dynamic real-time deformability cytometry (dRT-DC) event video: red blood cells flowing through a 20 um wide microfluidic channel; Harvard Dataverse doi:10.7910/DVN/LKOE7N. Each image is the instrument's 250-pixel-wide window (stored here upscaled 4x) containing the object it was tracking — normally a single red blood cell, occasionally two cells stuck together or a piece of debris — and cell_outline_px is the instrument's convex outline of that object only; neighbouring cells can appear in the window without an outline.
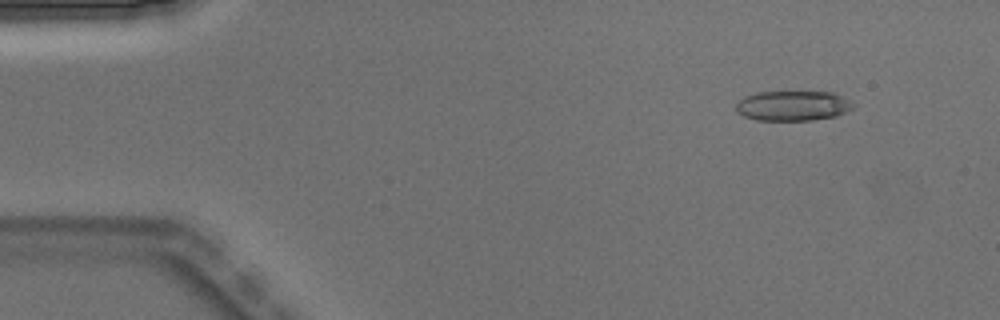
{"species": "Egyptian fruit bat (a non-hibernating species)", "species_latin": "Rousettus aegyptiacus", "temperature_condition": "warm", "stored_images_in_passage": 4, "camera_frame_rate_fps": 3000, "um_per_image_px": 0.085, "animal": {"sex": "male"}, "frame": {"image": 1, "passage_image": 1, "time_ms": 0.0, "image_size_px": [1000, 320], "cell_outline_px": [[856, 104], [852, 108], [836, 116], [812, 120], [756, 120], [744, 116], [736, 112], [736, 104], [744, 96], [756, 92], [832, 92]], "centroid_in_image_um": [67.36, 8.99], "position_along_channel_um": 17.6, "area_um2": 20.4}}
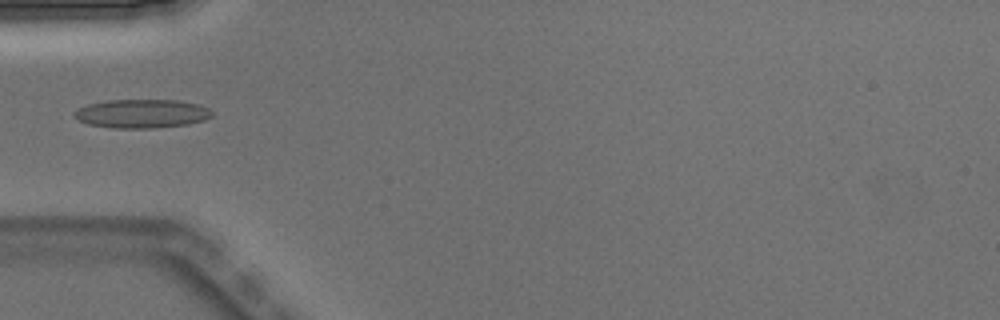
{"frame": {"image": 2, "passage_image": 4, "time_ms": 1.0, "image_size_px": [1000, 320], "cell_outline_px": [[216, 112], [212, 116], [204, 120], [188, 124], [152, 128], [112, 128], [88, 124], [76, 120], [72, 116], [72, 112], [88, 104], [108, 100], [176, 100], [200, 104]], "centroid_in_image_um": [12.05, 9.66], "position_along_channel_um": 72.9, "area_um2": 23.29}}